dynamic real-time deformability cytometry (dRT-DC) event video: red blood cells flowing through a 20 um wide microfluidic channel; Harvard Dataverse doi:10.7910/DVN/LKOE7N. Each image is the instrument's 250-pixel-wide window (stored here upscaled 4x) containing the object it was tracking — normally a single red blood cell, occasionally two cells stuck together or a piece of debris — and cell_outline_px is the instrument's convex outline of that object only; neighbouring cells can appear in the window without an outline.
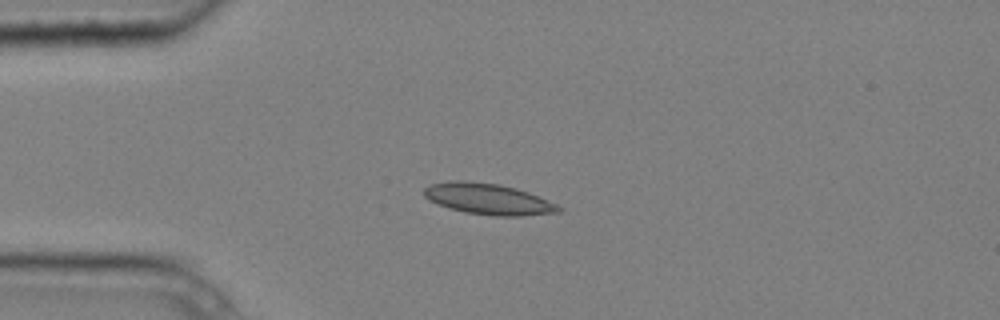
{"species": "common noctule bat (a hibernating species)", "species_latin": "Nyctalus noctula", "temperature_condition": "cold", "stored_images_in_passage": 6, "camera_frame_rate_fps": 3000, "um_per_image_px": 0.085, "animal": {"sex": "male", "body_mass_g": 20.4}, "frame": {"image": 1, "passage_image": 3, "time_ms": 0.667, "image_size_px": [1000, 320], "cell_outline_px": [[564, 208], [560, 212], [524, 216], [492, 216], [464, 212], [448, 208], [436, 204], [428, 200], [424, 196], [424, 188], [428, 184], [448, 180], [464, 180], [500, 184], [516, 188], [528, 192], [556, 204]], "centroid_in_image_um": [41.45, 16.91], "position_along_channel_um": 43.5, "area_um2": 24.74}}
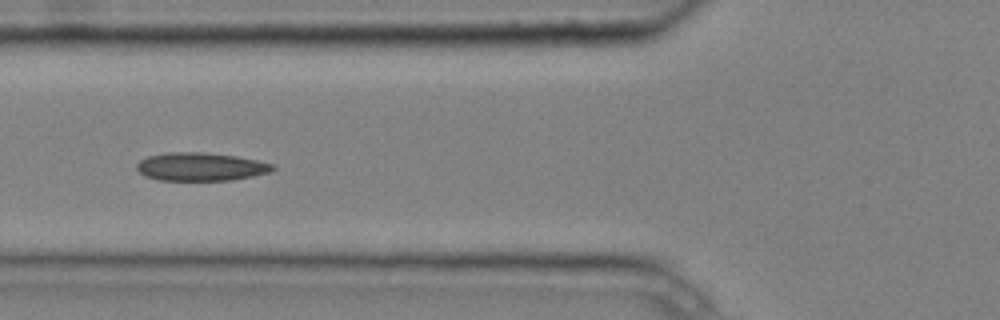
{"frame": {"image": 2, "passage_image": 5, "time_ms": 1.333, "image_size_px": [1000, 320], "cell_outline_px": [[276, 168], [268, 172], [252, 176], [232, 180], [160, 180], [144, 176], [136, 168], [136, 164], [140, 160], [148, 156], [168, 152], [204, 152], [236, 156], [256, 160], [272, 164]], "centroid_in_image_um": [17.02, 14.17], "position_along_channel_um": 108.8, "area_um2": 22.25}}
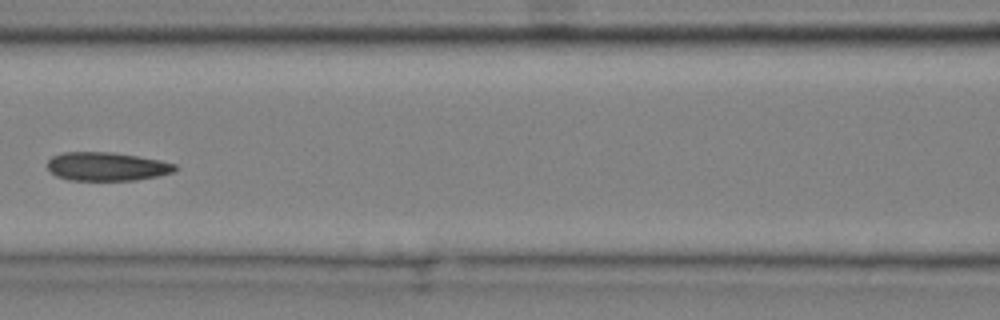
{"frame": {"image": 3, "passage_image": 6, "time_ms": 1.667, "image_size_px": [1000, 320], "cell_outline_px": [[180, 168], [172, 172], [156, 176], [136, 180], [68, 180], [56, 176], [48, 168], [48, 160], [52, 156], [64, 152], [112, 152], [160, 160], [176, 164]], "centroid_in_image_um": [9.08, 14.15], "position_along_channel_um": 157.5, "area_um2": 21.21}}